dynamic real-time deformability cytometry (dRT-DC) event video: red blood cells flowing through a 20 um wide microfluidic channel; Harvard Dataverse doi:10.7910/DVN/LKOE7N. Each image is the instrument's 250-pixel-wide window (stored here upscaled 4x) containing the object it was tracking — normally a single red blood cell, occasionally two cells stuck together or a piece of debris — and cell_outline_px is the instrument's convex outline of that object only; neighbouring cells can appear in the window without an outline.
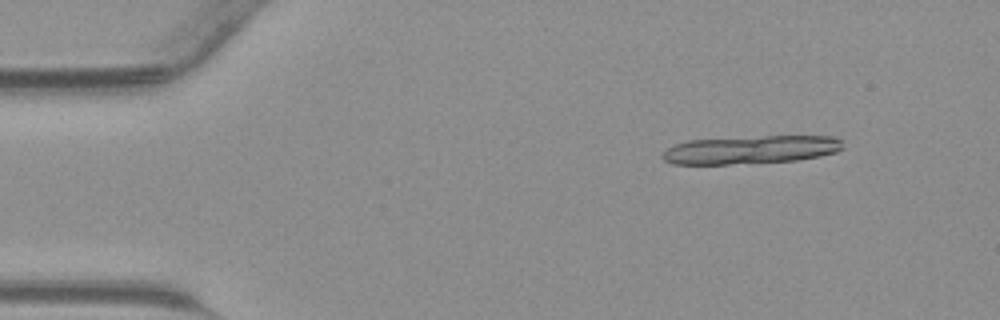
{"species": "common noctule bat (a hibernating species)", "species_latin": "Nyctalus noctula", "temperature_condition": "warm", "stored_images_in_passage": 13, "camera_frame_rate_fps": 3000, "um_per_image_px": 0.085, "animal": {"sex": "male", "body_mass_g": 23.1, "forearm_length_mm": 52.7}, "frame": {"image": 1, "passage_image": 3, "time_ms": 0.667, "image_size_px": [1000, 320], "cell_outline_px": [[844, 148], [836, 152], [820, 156], [796, 160], [728, 164], [672, 164], [664, 160], [660, 156], [668, 148], [676, 144], [688, 140], [764, 136], [836, 136], [840, 140]], "centroid_in_image_um": [63.82, 12.72], "position_along_channel_um": 21.2, "area_um2": 29.54}}